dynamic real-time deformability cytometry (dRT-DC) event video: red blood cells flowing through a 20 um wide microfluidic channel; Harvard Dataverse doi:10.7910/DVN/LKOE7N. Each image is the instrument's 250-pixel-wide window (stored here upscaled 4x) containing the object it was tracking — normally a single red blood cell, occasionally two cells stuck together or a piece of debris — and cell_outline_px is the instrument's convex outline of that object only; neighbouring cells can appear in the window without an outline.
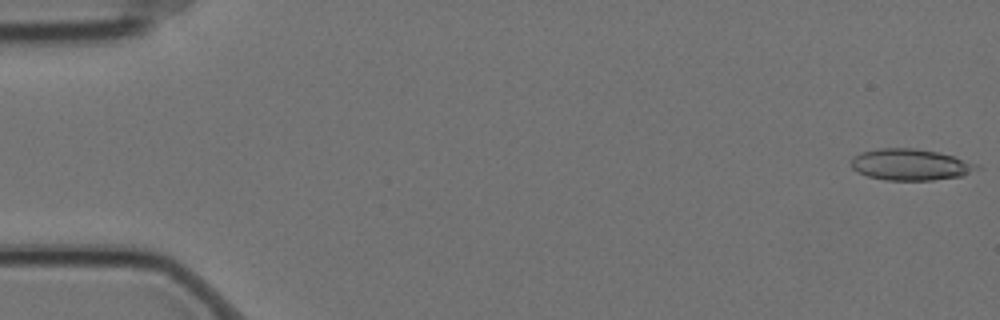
{"species": "Egyptian fruit bat (a non-hibernating species)", "species_latin": "Rousettus aegyptiacus", "temperature_condition": "cold", "stored_images_in_passage": 4, "camera_frame_rate_fps": 3000, "um_per_image_px": 0.085, "animal": {"sex": "female"}, "frame": {"image": 1, "passage_image": 1, "time_ms": 0.0, "image_size_px": [1000, 320], "cell_outline_px": [[984, 168], [964, 176], [932, 180], [884, 180], [868, 176], [852, 168], [852, 156], [860, 152], [880, 148], [916, 148], [936, 152], [952, 156], [980, 164]], "centroid_in_image_um": [77.45, 13.99], "position_along_channel_um": 7.5, "area_um2": 23.18}}